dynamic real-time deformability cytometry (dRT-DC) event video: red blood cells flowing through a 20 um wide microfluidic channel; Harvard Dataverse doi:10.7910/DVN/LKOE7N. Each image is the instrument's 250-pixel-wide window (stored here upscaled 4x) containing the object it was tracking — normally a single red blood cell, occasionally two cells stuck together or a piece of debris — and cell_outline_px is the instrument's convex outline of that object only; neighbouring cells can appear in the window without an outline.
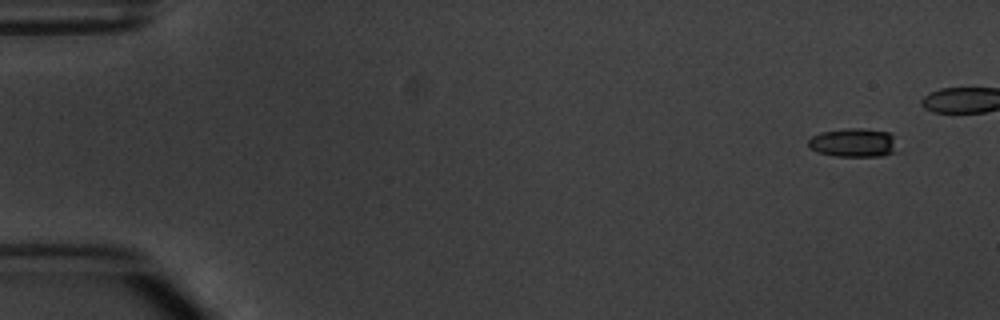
{"species": "common noctule bat (a hibernating species)", "species_latin": "Nyctalus noctula", "temperature_condition": "warm", "stored_images_in_passage": 6, "camera_frame_rate_fps": 3000, "um_per_image_px": 0.085, "animal": {"sex": "male", "body_mass_g": 20.1, "forearm_length_mm": 53.5}, "frame": {"image": 1, "passage_image": 1, "time_ms": 0.0, "image_size_px": [1000, 320], "cell_outline_px": [[900, 152], [880, 156], [836, 156], [816, 152], [808, 148], [808, 140], [812, 136], [820, 132], [848, 128], [860, 128], [888, 132], [892, 136]], "centroid_in_image_um": [72.55, 12.14], "position_along_channel_um": 12.5, "area_um2": 15.14}}